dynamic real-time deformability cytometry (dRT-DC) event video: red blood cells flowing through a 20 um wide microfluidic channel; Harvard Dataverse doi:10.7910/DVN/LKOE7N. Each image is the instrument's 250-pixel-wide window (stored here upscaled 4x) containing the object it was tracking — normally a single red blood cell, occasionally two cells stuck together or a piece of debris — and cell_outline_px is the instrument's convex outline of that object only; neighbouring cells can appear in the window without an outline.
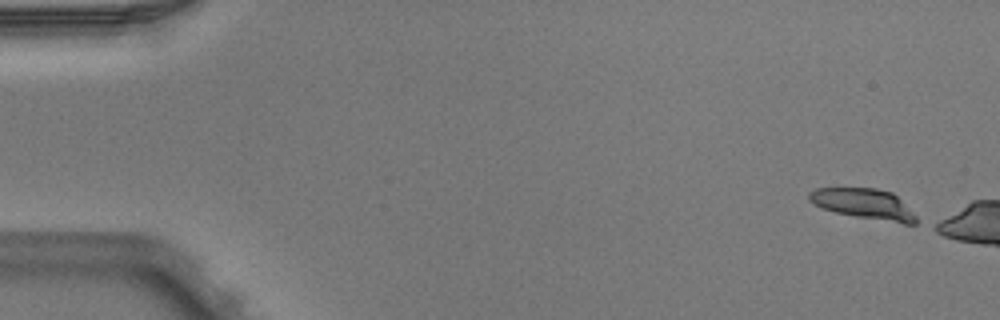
{"species": "Egyptian fruit bat (a non-hibernating species)", "species_latin": "Rousettus aegyptiacus", "temperature_condition": "warm", "stored_images_in_passage": 5, "camera_frame_rate_fps": 3000, "um_per_image_px": 0.085, "animal": {"sex": "male"}, "frame": {"image": 1, "passage_image": 1, "time_ms": 0.0, "image_size_px": [1000, 320], "cell_outline_px": [[916, 224], [904, 224], [856, 216], [836, 212], [824, 208], [808, 200], [808, 192], [816, 188], [876, 188], [892, 192], [916, 216]], "centroid_in_image_um": [73.42, 17.32], "position_along_channel_um": 11.6, "area_um2": 18.61}}